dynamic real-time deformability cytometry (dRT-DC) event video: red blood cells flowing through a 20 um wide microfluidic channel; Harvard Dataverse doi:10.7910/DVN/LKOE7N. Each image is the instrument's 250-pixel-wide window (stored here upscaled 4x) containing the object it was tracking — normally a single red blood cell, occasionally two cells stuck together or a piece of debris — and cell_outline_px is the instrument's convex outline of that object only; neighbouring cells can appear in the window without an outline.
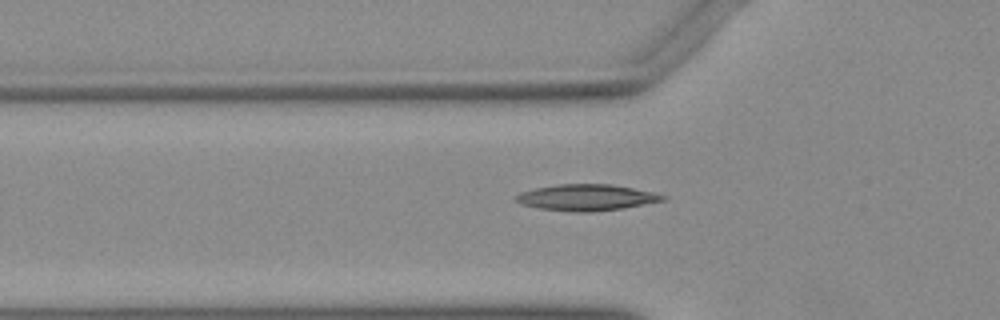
{"species": "Egyptian fruit bat (a non-hibernating species)", "species_latin": "Rousettus aegyptiacus", "temperature_condition": "warm", "stored_images_in_passage": 39, "camera_frame_rate_fps": 3000, "um_per_image_px": 0.085, "animal": {"sex": "female"}, "frame": {"image": 1, "passage_image": 8, "time_ms": 2.333, "image_size_px": [1000, 320], "cell_outline_px": [[668, 196], [664, 200], [624, 208], [592, 212], [572, 212], [540, 208], [520, 204], [512, 200], [512, 196], [520, 192], [536, 188], [556, 184], [608, 184], [632, 188], [652, 192]], "centroid_in_image_um": [49.78, 16.79], "position_along_channel_um": 76.0, "area_um2": 22.54}}
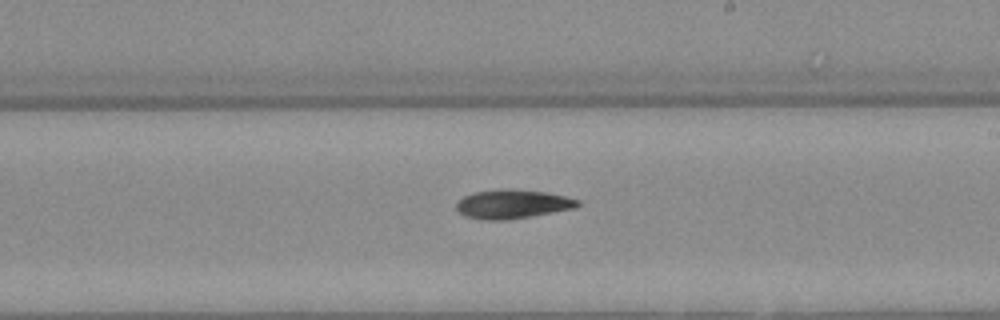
{"frame": {"image": 2, "passage_image": 21, "time_ms": 6.667, "image_size_px": [1000, 320], "cell_outline_px": [[580, 204], [576, 208], [532, 216], [504, 220], [484, 220], [464, 216], [456, 208], [456, 204], [464, 196], [476, 192], [508, 188], [548, 192], [580, 200]], "centroid_in_image_um": [43.59, 17.35], "position_along_channel_um": 245.4, "area_um2": 20.46}}
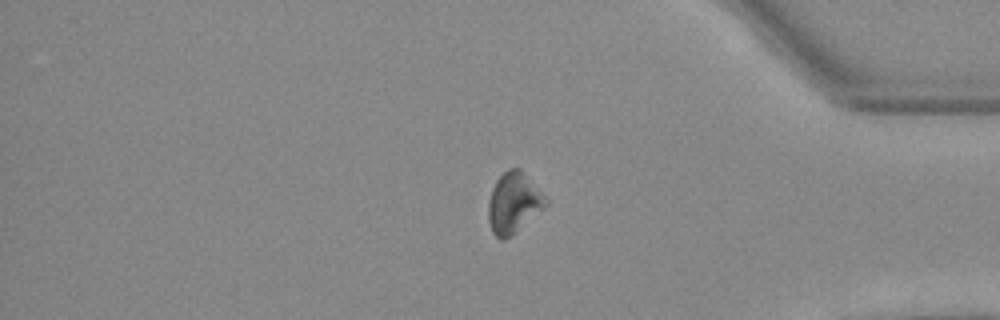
{"frame": {"image": 3, "passage_image": 34, "time_ms": 11.0, "image_size_px": [1000, 320], "cell_outline_px": [[548, 204], [544, 208], [512, 236], [504, 240], [500, 240], [492, 232], [488, 220], [488, 200], [492, 188], [496, 180], [508, 168], [520, 168], [548, 200]], "centroid_in_image_um": [43.64, 17.26], "position_along_channel_um": 391.6, "area_um2": 20.35}}